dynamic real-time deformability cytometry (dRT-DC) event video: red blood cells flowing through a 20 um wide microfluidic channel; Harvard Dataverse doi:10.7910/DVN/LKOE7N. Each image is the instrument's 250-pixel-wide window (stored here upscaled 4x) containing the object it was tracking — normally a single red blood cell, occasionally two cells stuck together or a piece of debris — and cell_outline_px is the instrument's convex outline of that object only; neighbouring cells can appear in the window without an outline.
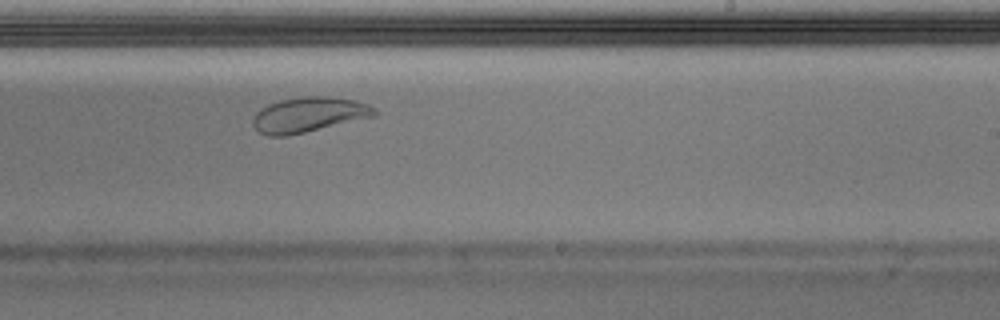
{"species": "Egyptian fruit bat (a non-hibernating species)", "species_latin": "Rousettus aegyptiacus", "temperature_condition": "warm", "stored_images_in_passage": 34, "camera_frame_rate_fps": 3000, "um_per_image_px": 0.085, "animal": {"sex": "male"}, "frame": {"image": 1, "passage_image": 20, "time_ms": 6.333, "image_size_px": [1000, 320], "cell_outline_px": [[380, 112], [376, 116], [288, 136], [268, 136], [260, 132], [252, 124], [252, 116], [260, 108], [268, 104], [280, 100], [304, 96], [328, 96], [356, 100], [368, 104], [376, 108]], "centroid_in_image_um": [26.26, 9.74], "position_along_channel_um": 262.7, "area_um2": 25.14}}